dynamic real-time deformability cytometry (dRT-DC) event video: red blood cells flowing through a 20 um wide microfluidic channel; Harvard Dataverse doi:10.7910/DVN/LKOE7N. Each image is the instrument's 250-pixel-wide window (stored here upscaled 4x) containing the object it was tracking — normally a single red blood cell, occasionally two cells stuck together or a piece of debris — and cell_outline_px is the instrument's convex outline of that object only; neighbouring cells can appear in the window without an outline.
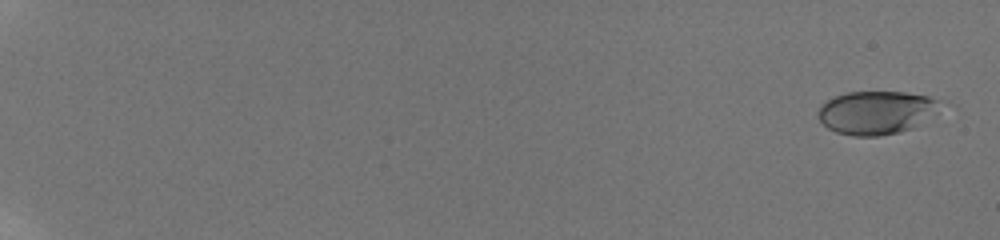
{"species": "human", "species_latin": "Homo sapiens", "temperature_condition": "room temperature", "stored_images_in_passage": 60, "camera_frame_rate_fps": 3000, "um_per_image_px": 0.085, "donor": {"sex": "male"}, "frame": {"image": 1, "passage_image": 3, "time_ms": 0.667, "image_size_px": [1000, 240], "cell_outline_px": [[956, 108], [912, 128], [880, 136], [852, 136], [836, 132], [828, 128], [820, 120], [816, 112], [820, 104], [836, 96], [848, 92], [904, 92], [928, 96], [948, 100], [956, 104]], "centroid_in_image_um": [74.78, 9.54], "position_along_channel_um": 10.2, "area_um2": 32.66}}
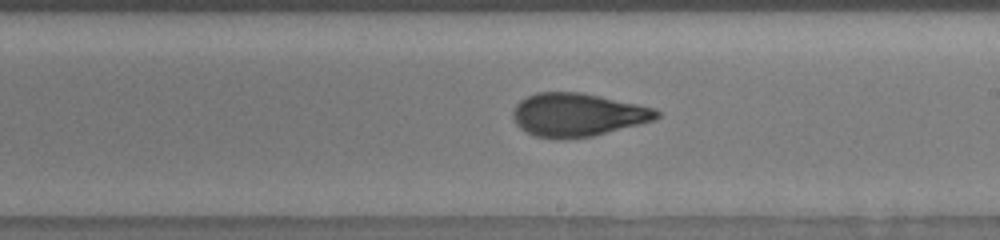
{"frame": {"image": 2, "passage_image": 40, "time_ms": 13.0, "image_size_px": [1000, 240], "cell_outline_px": [[660, 116], [652, 120], [640, 124], [592, 136], [560, 140], [556, 140], [532, 136], [520, 128], [516, 124], [512, 116], [512, 112], [516, 104], [520, 100], [536, 92], [580, 92], [600, 96], [656, 108], [660, 112]], "centroid_in_image_um": [49.05, 9.77], "position_along_channel_um": 239.9, "area_um2": 36.47}}
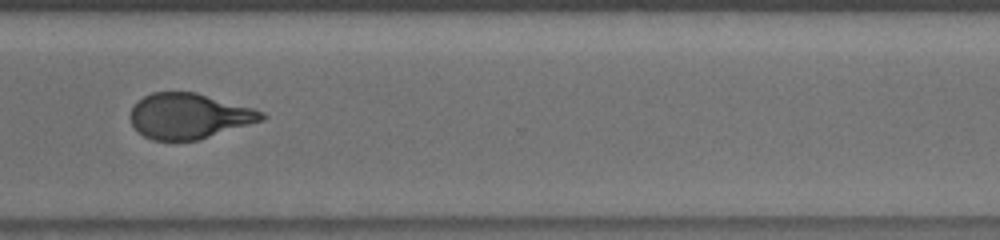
{"frame": {"image": 3, "passage_image": 49, "time_ms": 16.0, "image_size_px": [1000, 240], "cell_outline_px": [[268, 116], [260, 120], [200, 140], [152, 140], [144, 136], [132, 124], [128, 116], [132, 108], [144, 96], [152, 92], [196, 92], [256, 108], [264, 112]], "centroid_in_image_um": [16.07, 9.85], "position_along_channel_um": 354.5, "area_um2": 34.68}, "authors_computed_cell_mechanics": {"area_um2": 34.68, "velocity_mm_per_s": 3.8333, "shape_relaxation_time_tau1_ms": 8.0085, "shape_relaxation_time_tau2_ms": 1.072, "deformation_change_tau1": 0.2525, "deformation_change_tau2": 0.0765}}